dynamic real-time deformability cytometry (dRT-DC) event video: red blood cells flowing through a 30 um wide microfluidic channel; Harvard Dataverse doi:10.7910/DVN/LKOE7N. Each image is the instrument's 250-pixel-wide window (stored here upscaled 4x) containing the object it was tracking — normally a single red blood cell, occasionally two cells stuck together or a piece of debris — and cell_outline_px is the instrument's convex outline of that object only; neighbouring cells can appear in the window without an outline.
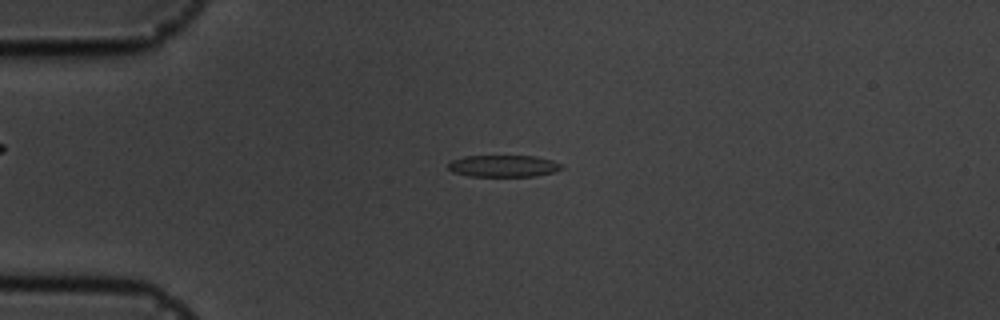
{"species": "common noctule bat (a hibernating species)", "species_latin": "Nyctalus noctula", "temperature_condition": "cold", "stored_images_in_passage": 56, "camera_frame_rate_fps": 3000, "um_per_image_px": 0.085, "animal": {"sex": "male", "body_mass_g": 19.5, "forearm_length_mm": 54.6}, "frame": {"image": 1, "passage_image": 14, "time_ms": 4.333, "image_size_px": [1000, 320], "cell_outline_px": [[564, 168], [556, 172], [536, 176], [468, 176], [452, 172], [448, 168], [448, 164], [452, 160], [464, 156], [536, 156], [552, 160], [560, 164]], "centroid_in_image_um": [42.8, 14.11], "position_along_channel_um": 42.2, "area_um2": 14.51}}
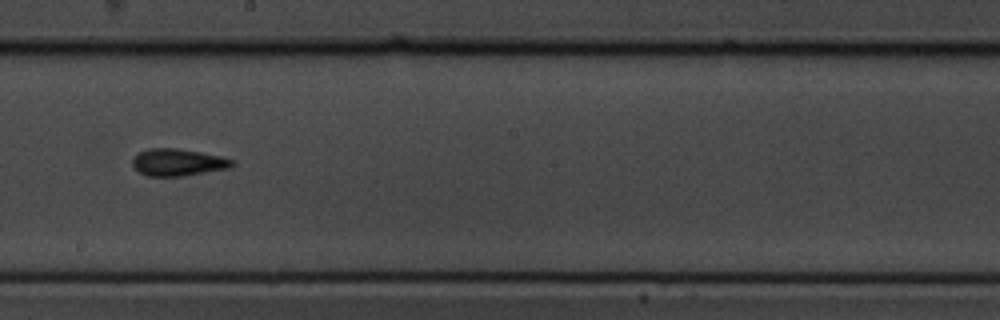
{"frame": {"image": 2, "passage_image": 32, "time_ms": 10.333, "image_size_px": [1000, 320], "cell_outline_px": [[236, 164], [232, 168], [184, 176], [148, 176], [140, 172], [132, 164], [132, 160], [140, 152], [148, 148], [176, 148], [200, 152], [220, 156], [232, 160]], "centroid_in_image_um": [15.17, 13.8], "position_along_channel_um": 233.0, "area_um2": 15.72}}
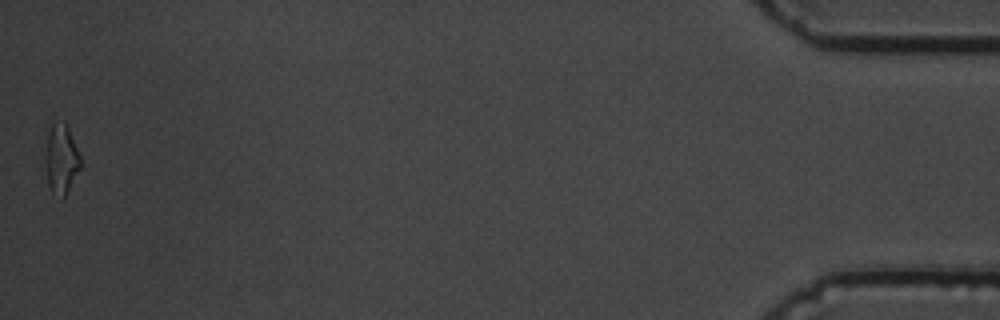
{"frame": {"image": 3, "passage_image": 56, "time_ms": 18.333, "image_size_px": [1000, 320], "cell_outline_px": [[80, 168], [64, 196], [60, 200], [52, 192], [48, 184], [44, 164], [44, 156], [48, 132], [52, 124], [64, 120], [68, 128], [80, 156]], "centroid_in_image_um": [5.16, 13.52], "position_along_channel_um": 430.0, "area_um2": 14.22}, "authors_computed_cell_mechanics": {"area_um2": 14.5945, "velocity_mm_per_s": 3.5945, "shape_relaxation_time_tau1_ms": 4.0275, "shape_relaxation_time_tau2_ms": 3.6419, "deformation_change_tau1": 0.1447, "deformation_change_tau2": 0.132}}